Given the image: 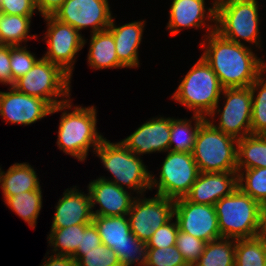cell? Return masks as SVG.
<instances>
[{
  "mask_svg": "<svg viewBox=\"0 0 266 266\" xmlns=\"http://www.w3.org/2000/svg\"><path fill=\"white\" fill-rule=\"evenodd\" d=\"M174 217L180 231L206 243L222 238L214 205L196 204L181 197L174 200Z\"/></svg>",
  "mask_w": 266,
  "mask_h": 266,
  "instance_id": "obj_14",
  "label": "cell"
},
{
  "mask_svg": "<svg viewBox=\"0 0 266 266\" xmlns=\"http://www.w3.org/2000/svg\"><path fill=\"white\" fill-rule=\"evenodd\" d=\"M237 187V172H200L185 197L196 204L215 205Z\"/></svg>",
  "mask_w": 266,
  "mask_h": 266,
  "instance_id": "obj_19",
  "label": "cell"
},
{
  "mask_svg": "<svg viewBox=\"0 0 266 266\" xmlns=\"http://www.w3.org/2000/svg\"><path fill=\"white\" fill-rule=\"evenodd\" d=\"M91 36L87 59L92 68H125L118 60L114 37L108 29Z\"/></svg>",
  "mask_w": 266,
  "mask_h": 266,
  "instance_id": "obj_24",
  "label": "cell"
},
{
  "mask_svg": "<svg viewBox=\"0 0 266 266\" xmlns=\"http://www.w3.org/2000/svg\"><path fill=\"white\" fill-rule=\"evenodd\" d=\"M38 180L33 167L27 163H15L6 173L0 168V185L4 199L22 192L38 190Z\"/></svg>",
  "mask_w": 266,
  "mask_h": 266,
  "instance_id": "obj_23",
  "label": "cell"
},
{
  "mask_svg": "<svg viewBox=\"0 0 266 266\" xmlns=\"http://www.w3.org/2000/svg\"><path fill=\"white\" fill-rule=\"evenodd\" d=\"M59 199L53 217L51 229L66 228L78 224H89L93 221V212L89 193L84 194L73 187L67 189Z\"/></svg>",
  "mask_w": 266,
  "mask_h": 266,
  "instance_id": "obj_20",
  "label": "cell"
},
{
  "mask_svg": "<svg viewBox=\"0 0 266 266\" xmlns=\"http://www.w3.org/2000/svg\"><path fill=\"white\" fill-rule=\"evenodd\" d=\"M102 244L118 255L121 266L146 265L147 245L131 233L128 216H93Z\"/></svg>",
  "mask_w": 266,
  "mask_h": 266,
  "instance_id": "obj_9",
  "label": "cell"
},
{
  "mask_svg": "<svg viewBox=\"0 0 266 266\" xmlns=\"http://www.w3.org/2000/svg\"><path fill=\"white\" fill-rule=\"evenodd\" d=\"M237 139L207 119L197 132L192 156L200 172H237Z\"/></svg>",
  "mask_w": 266,
  "mask_h": 266,
  "instance_id": "obj_4",
  "label": "cell"
},
{
  "mask_svg": "<svg viewBox=\"0 0 266 266\" xmlns=\"http://www.w3.org/2000/svg\"><path fill=\"white\" fill-rule=\"evenodd\" d=\"M69 99L51 109L50 114L64 111L59 123L57 146L66 154L79 161H84L89 148L93 147L95 152L105 138L96 129L97 112L95 107L75 106L74 111L65 112L66 109L72 108Z\"/></svg>",
  "mask_w": 266,
  "mask_h": 266,
  "instance_id": "obj_2",
  "label": "cell"
},
{
  "mask_svg": "<svg viewBox=\"0 0 266 266\" xmlns=\"http://www.w3.org/2000/svg\"><path fill=\"white\" fill-rule=\"evenodd\" d=\"M32 16L9 15L0 13V44L20 46V43L27 42Z\"/></svg>",
  "mask_w": 266,
  "mask_h": 266,
  "instance_id": "obj_29",
  "label": "cell"
},
{
  "mask_svg": "<svg viewBox=\"0 0 266 266\" xmlns=\"http://www.w3.org/2000/svg\"><path fill=\"white\" fill-rule=\"evenodd\" d=\"M257 0H216V29L222 37L243 44L240 38L260 49Z\"/></svg>",
  "mask_w": 266,
  "mask_h": 266,
  "instance_id": "obj_7",
  "label": "cell"
},
{
  "mask_svg": "<svg viewBox=\"0 0 266 266\" xmlns=\"http://www.w3.org/2000/svg\"><path fill=\"white\" fill-rule=\"evenodd\" d=\"M235 266H266V241L258 237L236 239Z\"/></svg>",
  "mask_w": 266,
  "mask_h": 266,
  "instance_id": "obj_30",
  "label": "cell"
},
{
  "mask_svg": "<svg viewBox=\"0 0 266 266\" xmlns=\"http://www.w3.org/2000/svg\"><path fill=\"white\" fill-rule=\"evenodd\" d=\"M88 193L93 216H127L134 200L125 188L101 177L89 183ZM96 204L100 209L93 211Z\"/></svg>",
  "mask_w": 266,
  "mask_h": 266,
  "instance_id": "obj_18",
  "label": "cell"
},
{
  "mask_svg": "<svg viewBox=\"0 0 266 266\" xmlns=\"http://www.w3.org/2000/svg\"><path fill=\"white\" fill-rule=\"evenodd\" d=\"M173 218L174 216L152 234L151 238L146 243L147 248L175 246L179 227L176 219L175 223L171 221Z\"/></svg>",
  "mask_w": 266,
  "mask_h": 266,
  "instance_id": "obj_38",
  "label": "cell"
},
{
  "mask_svg": "<svg viewBox=\"0 0 266 266\" xmlns=\"http://www.w3.org/2000/svg\"><path fill=\"white\" fill-rule=\"evenodd\" d=\"M212 8L205 10V0H173L170 7V18L167 29L170 34L177 35L181 28H203L206 19L216 22V0ZM205 15H207L205 17Z\"/></svg>",
  "mask_w": 266,
  "mask_h": 266,
  "instance_id": "obj_21",
  "label": "cell"
},
{
  "mask_svg": "<svg viewBox=\"0 0 266 266\" xmlns=\"http://www.w3.org/2000/svg\"><path fill=\"white\" fill-rule=\"evenodd\" d=\"M127 216L131 233L147 243L152 234L174 216V199L160 195L134 198Z\"/></svg>",
  "mask_w": 266,
  "mask_h": 266,
  "instance_id": "obj_13",
  "label": "cell"
},
{
  "mask_svg": "<svg viewBox=\"0 0 266 266\" xmlns=\"http://www.w3.org/2000/svg\"><path fill=\"white\" fill-rule=\"evenodd\" d=\"M171 118H152L121 143L137 156L169 150Z\"/></svg>",
  "mask_w": 266,
  "mask_h": 266,
  "instance_id": "obj_17",
  "label": "cell"
},
{
  "mask_svg": "<svg viewBox=\"0 0 266 266\" xmlns=\"http://www.w3.org/2000/svg\"><path fill=\"white\" fill-rule=\"evenodd\" d=\"M222 91L217 75L201 56L185 75L172 98L194 111V115L207 118L218 106Z\"/></svg>",
  "mask_w": 266,
  "mask_h": 266,
  "instance_id": "obj_3",
  "label": "cell"
},
{
  "mask_svg": "<svg viewBox=\"0 0 266 266\" xmlns=\"http://www.w3.org/2000/svg\"><path fill=\"white\" fill-rule=\"evenodd\" d=\"M43 18L48 22L44 37L48 44V51L43 58L58 65L71 77L75 55L83 48L86 40L78 30L69 24L62 23L52 15L43 16Z\"/></svg>",
  "mask_w": 266,
  "mask_h": 266,
  "instance_id": "obj_12",
  "label": "cell"
},
{
  "mask_svg": "<svg viewBox=\"0 0 266 266\" xmlns=\"http://www.w3.org/2000/svg\"><path fill=\"white\" fill-rule=\"evenodd\" d=\"M77 266H121L118 255L105 244H100L91 251H84L77 260Z\"/></svg>",
  "mask_w": 266,
  "mask_h": 266,
  "instance_id": "obj_36",
  "label": "cell"
},
{
  "mask_svg": "<svg viewBox=\"0 0 266 266\" xmlns=\"http://www.w3.org/2000/svg\"><path fill=\"white\" fill-rule=\"evenodd\" d=\"M34 0H0V13L20 16H33Z\"/></svg>",
  "mask_w": 266,
  "mask_h": 266,
  "instance_id": "obj_40",
  "label": "cell"
},
{
  "mask_svg": "<svg viewBox=\"0 0 266 266\" xmlns=\"http://www.w3.org/2000/svg\"><path fill=\"white\" fill-rule=\"evenodd\" d=\"M231 240L222 237L207 242L194 266H235L236 239Z\"/></svg>",
  "mask_w": 266,
  "mask_h": 266,
  "instance_id": "obj_27",
  "label": "cell"
},
{
  "mask_svg": "<svg viewBox=\"0 0 266 266\" xmlns=\"http://www.w3.org/2000/svg\"><path fill=\"white\" fill-rule=\"evenodd\" d=\"M237 183L242 192L258 203L261 204L266 201V168L237 171Z\"/></svg>",
  "mask_w": 266,
  "mask_h": 266,
  "instance_id": "obj_33",
  "label": "cell"
},
{
  "mask_svg": "<svg viewBox=\"0 0 266 266\" xmlns=\"http://www.w3.org/2000/svg\"><path fill=\"white\" fill-rule=\"evenodd\" d=\"M7 206L21 217L31 228L36 227V221L42 208V191H26L7 197L4 201Z\"/></svg>",
  "mask_w": 266,
  "mask_h": 266,
  "instance_id": "obj_28",
  "label": "cell"
},
{
  "mask_svg": "<svg viewBox=\"0 0 266 266\" xmlns=\"http://www.w3.org/2000/svg\"><path fill=\"white\" fill-rule=\"evenodd\" d=\"M52 16L78 31L91 27L92 34L106 30L113 18L108 0H65Z\"/></svg>",
  "mask_w": 266,
  "mask_h": 266,
  "instance_id": "obj_15",
  "label": "cell"
},
{
  "mask_svg": "<svg viewBox=\"0 0 266 266\" xmlns=\"http://www.w3.org/2000/svg\"><path fill=\"white\" fill-rule=\"evenodd\" d=\"M194 127L187 119L171 118L169 150L173 152L192 153L197 132L200 125L207 119L200 115H194ZM190 121V122H189ZM173 144H175L173 146ZM173 146V148H171Z\"/></svg>",
  "mask_w": 266,
  "mask_h": 266,
  "instance_id": "obj_26",
  "label": "cell"
},
{
  "mask_svg": "<svg viewBox=\"0 0 266 266\" xmlns=\"http://www.w3.org/2000/svg\"><path fill=\"white\" fill-rule=\"evenodd\" d=\"M221 237L245 239L256 237L260 203L238 187L215 205Z\"/></svg>",
  "mask_w": 266,
  "mask_h": 266,
  "instance_id": "obj_5",
  "label": "cell"
},
{
  "mask_svg": "<svg viewBox=\"0 0 266 266\" xmlns=\"http://www.w3.org/2000/svg\"><path fill=\"white\" fill-rule=\"evenodd\" d=\"M113 22L112 18L107 29L114 37L119 62L125 68L139 67L138 48L142 41L145 21H135L119 27Z\"/></svg>",
  "mask_w": 266,
  "mask_h": 266,
  "instance_id": "obj_22",
  "label": "cell"
},
{
  "mask_svg": "<svg viewBox=\"0 0 266 266\" xmlns=\"http://www.w3.org/2000/svg\"><path fill=\"white\" fill-rule=\"evenodd\" d=\"M100 244H102V240L98 230L95 224L91 222L81 232V245L78 246L77 251L72 257L77 261L82 255H84V251H91Z\"/></svg>",
  "mask_w": 266,
  "mask_h": 266,
  "instance_id": "obj_39",
  "label": "cell"
},
{
  "mask_svg": "<svg viewBox=\"0 0 266 266\" xmlns=\"http://www.w3.org/2000/svg\"><path fill=\"white\" fill-rule=\"evenodd\" d=\"M0 83L11 85L10 45L0 44Z\"/></svg>",
  "mask_w": 266,
  "mask_h": 266,
  "instance_id": "obj_41",
  "label": "cell"
},
{
  "mask_svg": "<svg viewBox=\"0 0 266 266\" xmlns=\"http://www.w3.org/2000/svg\"><path fill=\"white\" fill-rule=\"evenodd\" d=\"M266 168V135L250 134L237 141V171Z\"/></svg>",
  "mask_w": 266,
  "mask_h": 266,
  "instance_id": "obj_25",
  "label": "cell"
},
{
  "mask_svg": "<svg viewBox=\"0 0 266 266\" xmlns=\"http://www.w3.org/2000/svg\"><path fill=\"white\" fill-rule=\"evenodd\" d=\"M71 77L58 65L39 59L35 65L14 83V88L23 94L45 100L51 107L67 101L59 97L70 98Z\"/></svg>",
  "mask_w": 266,
  "mask_h": 266,
  "instance_id": "obj_8",
  "label": "cell"
},
{
  "mask_svg": "<svg viewBox=\"0 0 266 266\" xmlns=\"http://www.w3.org/2000/svg\"><path fill=\"white\" fill-rule=\"evenodd\" d=\"M226 98L224 109H218L216 106L210 118L214 114L220 113L219 125H214L213 121L207 120L223 133L241 139L251 134V116H252V92L250 87L223 88L222 91Z\"/></svg>",
  "mask_w": 266,
  "mask_h": 266,
  "instance_id": "obj_11",
  "label": "cell"
},
{
  "mask_svg": "<svg viewBox=\"0 0 266 266\" xmlns=\"http://www.w3.org/2000/svg\"><path fill=\"white\" fill-rule=\"evenodd\" d=\"M95 154L100 157L104 168L114 177V180L104 177L102 179L111 181L121 188L125 185L130 190H137L136 192L141 195L145 189L151 190V174L148 169L139 156L128 150L121 141L111 143L104 139L95 150Z\"/></svg>",
  "mask_w": 266,
  "mask_h": 266,
  "instance_id": "obj_6",
  "label": "cell"
},
{
  "mask_svg": "<svg viewBox=\"0 0 266 266\" xmlns=\"http://www.w3.org/2000/svg\"><path fill=\"white\" fill-rule=\"evenodd\" d=\"M256 237L266 241V201L260 204L259 223Z\"/></svg>",
  "mask_w": 266,
  "mask_h": 266,
  "instance_id": "obj_44",
  "label": "cell"
},
{
  "mask_svg": "<svg viewBox=\"0 0 266 266\" xmlns=\"http://www.w3.org/2000/svg\"><path fill=\"white\" fill-rule=\"evenodd\" d=\"M145 266H188L176 246L147 248Z\"/></svg>",
  "mask_w": 266,
  "mask_h": 266,
  "instance_id": "obj_35",
  "label": "cell"
},
{
  "mask_svg": "<svg viewBox=\"0 0 266 266\" xmlns=\"http://www.w3.org/2000/svg\"><path fill=\"white\" fill-rule=\"evenodd\" d=\"M263 74L264 72L250 85L252 92L251 134L266 135V79L263 78Z\"/></svg>",
  "mask_w": 266,
  "mask_h": 266,
  "instance_id": "obj_32",
  "label": "cell"
},
{
  "mask_svg": "<svg viewBox=\"0 0 266 266\" xmlns=\"http://www.w3.org/2000/svg\"><path fill=\"white\" fill-rule=\"evenodd\" d=\"M208 35L201 46L205 51L202 58L217 75L223 88L250 87L266 72V63L258 59L249 46L235 43L215 31L216 25H208Z\"/></svg>",
  "mask_w": 266,
  "mask_h": 266,
  "instance_id": "obj_1",
  "label": "cell"
},
{
  "mask_svg": "<svg viewBox=\"0 0 266 266\" xmlns=\"http://www.w3.org/2000/svg\"><path fill=\"white\" fill-rule=\"evenodd\" d=\"M168 154L162 164L160 178H153L151 174L150 186L157 187L156 195L166 198L178 199L185 197L191 190L200 171L192 153L173 152Z\"/></svg>",
  "mask_w": 266,
  "mask_h": 266,
  "instance_id": "obj_10",
  "label": "cell"
},
{
  "mask_svg": "<svg viewBox=\"0 0 266 266\" xmlns=\"http://www.w3.org/2000/svg\"><path fill=\"white\" fill-rule=\"evenodd\" d=\"M41 266H77V261L72 256L54 254Z\"/></svg>",
  "mask_w": 266,
  "mask_h": 266,
  "instance_id": "obj_43",
  "label": "cell"
},
{
  "mask_svg": "<svg viewBox=\"0 0 266 266\" xmlns=\"http://www.w3.org/2000/svg\"><path fill=\"white\" fill-rule=\"evenodd\" d=\"M65 0H34L35 8L42 16L53 15Z\"/></svg>",
  "mask_w": 266,
  "mask_h": 266,
  "instance_id": "obj_42",
  "label": "cell"
},
{
  "mask_svg": "<svg viewBox=\"0 0 266 266\" xmlns=\"http://www.w3.org/2000/svg\"><path fill=\"white\" fill-rule=\"evenodd\" d=\"M26 46L10 45V67L12 73V87L17 79L24 76L38 61Z\"/></svg>",
  "mask_w": 266,
  "mask_h": 266,
  "instance_id": "obj_34",
  "label": "cell"
},
{
  "mask_svg": "<svg viewBox=\"0 0 266 266\" xmlns=\"http://www.w3.org/2000/svg\"><path fill=\"white\" fill-rule=\"evenodd\" d=\"M205 244V241L179 230L175 246L182 254L187 265L194 266L202 255Z\"/></svg>",
  "mask_w": 266,
  "mask_h": 266,
  "instance_id": "obj_37",
  "label": "cell"
},
{
  "mask_svg": "<svg viewBox=\"0 0 266 266\" xmlns=\"http://www.w3.org/2000/svg\"><path fill=\"white\" fill-rule=\"evenodd\" d=\"M88 224H78L66 228L51 229L48 236L51 250L56 255L72 256L81 245V232Z\"/></svg>",
  "mask_w": 266,
  "mask_h": 266,
  "instance_id": "obj_31",
  "label": "cell"
},
{
  "mask_svg": "<svg viewBox=\"0 0 266 266\" xmlns=\"http://www.w3.org/2000/svg\"><path fill=\"white\" fill-rule=\"evenodd\" d=\"M0 91V115L12 124L30 125L51 113L52 107L43 99L18 92Z\"/></svg>",
  "mask_w": 266,
  "mask_h": 266,
  "instance_id": "obj_16",
  "label": "cell"
}]
</instances>
